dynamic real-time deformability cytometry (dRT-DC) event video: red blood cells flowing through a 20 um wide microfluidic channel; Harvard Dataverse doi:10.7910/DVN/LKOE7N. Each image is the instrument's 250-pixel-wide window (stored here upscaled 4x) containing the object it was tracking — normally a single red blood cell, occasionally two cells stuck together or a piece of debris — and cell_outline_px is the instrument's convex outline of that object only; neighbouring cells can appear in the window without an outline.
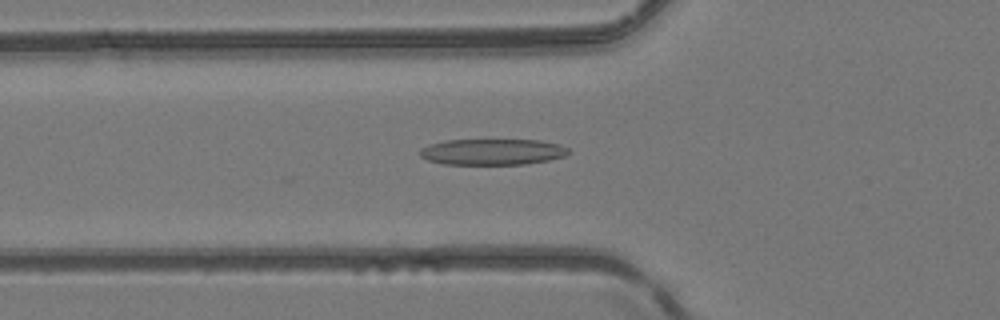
{"species": "common noctule bat (a hibernating species)", "species_latin": "Nyctalus noctula", "temperature_condition": "room temperature", "stored_images_in_passage": 15, "camera_frame_rate_fps": 3000, "um_per_image_px": 0.085, "animal": {"sex": "female", "body_mass_g": 24.6, "forearm_length_mm": 56.2}, "frame": {"image": 1, "passage_image": 4, "time_ms": 1.0, "image_size_px": [1000, 320], "cell_outline_px": [[572, 152], [564, 156], [548, 160], [524, 164], [444, 164], [428, 160], [420, 156], [420, 148], [428, 144], [444, 140], [540, 140], [560, 144], [568, 148]], "centroid_in_image_um": [41.85, 12.9], "position_along_channel_um": 83.9, "area_um2": 22.66}}
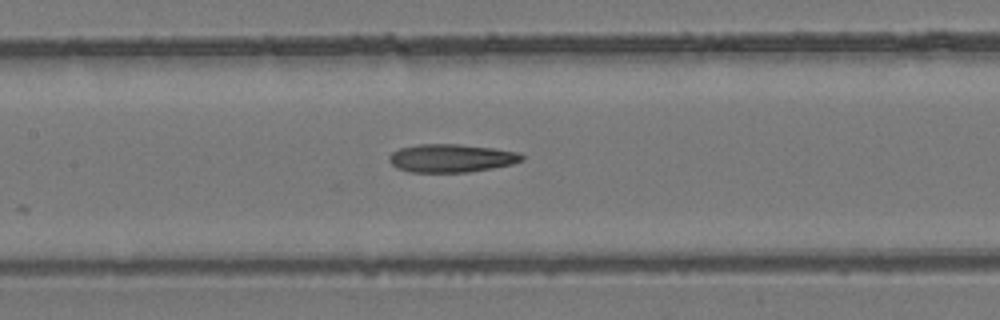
{"frame": {"image": 2, "passage_image": 10, "time_ms": 3.0, "image_size_px": [1000, 320], "cell_outline_px": [[524, 160], [512, 164], [492, 168], [468, 172], [408, 172], [396, 168], [388, 160], [388, 156], [392, 152], [400, 148], [416, 144], [460, 144], [492, 148], [520, 152], [524, 156]], "centroid_in_image_um": [38.35, 13.44], "position_along_channel_um": 169.1, "area_um2": 21.96}}
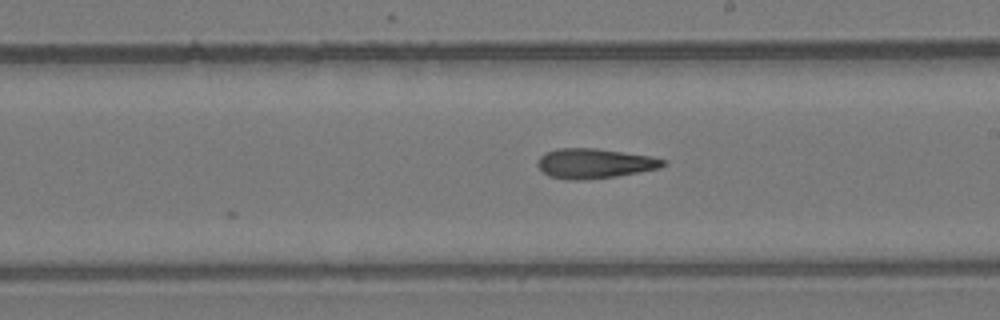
{"frame": {"image": 3, "passage_image": 15, "time_ms": 4.667, "image_size_px": [1000, 320], "cell_outline_px": [[668, 164], [660, 168], [616, 176], [580, 180], [568, 180], [548, 176], [536, 164], [540, 156], [544, 152], [556, 148], [596, 148], [648, 156], [668, 160]], "centroid_in_image_um": [50.51, 13.89], "position_along_channel_um": 238.5, "area_um2": 21.85}}